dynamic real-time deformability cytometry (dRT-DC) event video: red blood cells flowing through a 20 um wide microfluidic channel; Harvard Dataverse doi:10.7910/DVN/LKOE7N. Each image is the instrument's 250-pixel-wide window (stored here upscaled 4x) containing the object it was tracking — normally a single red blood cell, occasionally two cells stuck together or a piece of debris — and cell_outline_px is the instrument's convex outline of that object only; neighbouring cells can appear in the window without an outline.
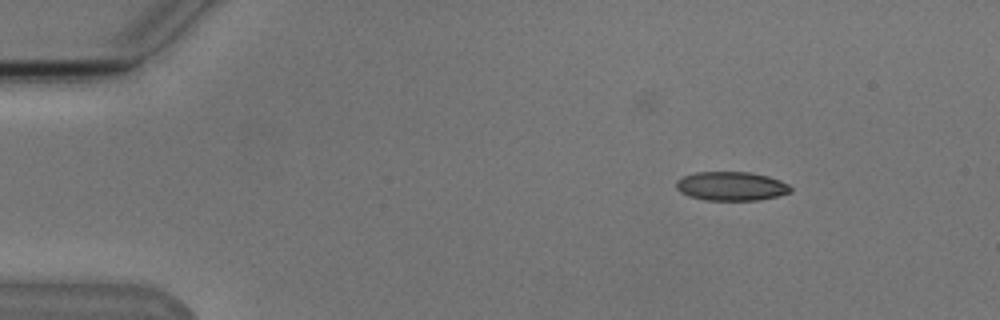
{"species": "Egyptian fruit bat (a non-hibernating species)", "species_latin": "Rousettus aegyptiacus", "temperature_condition": "cold", "stored_images_in_passage": 5, "camera_frame_rate_fps": 3000, "um_per_image_px": 0.085, "animal": {"sex": "male"}, "frame": {"image": 1, "passage_image": 1, "time_ms": 0.0, "image_size_px": [1000, 320], "cell_outline_px": [[792, 192], [760, 200], [704, 200], [688, 196], [680, 192], [676, 188], [676, 180], [684, 176], [696, 172], [748, 172], [768, 176], [780, 180], [788, 184], [792, 188]], "centroid_in_image_um": [62.15, 15.83], "position_along_channel_um": 22.8, "area_um2": 19.36}}
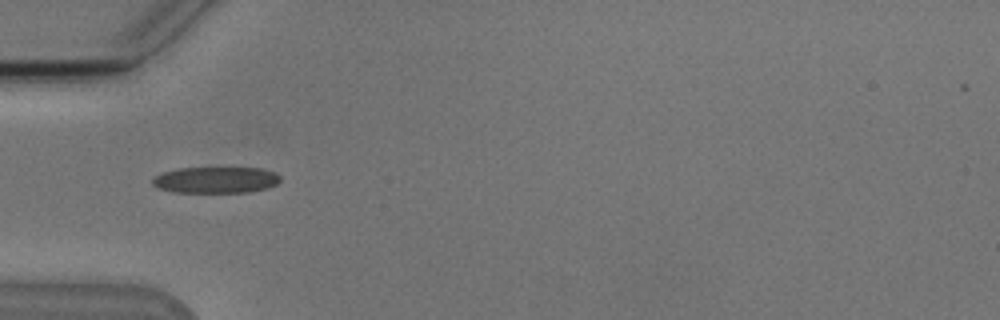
{"frame": {"image": 2, "passage_image": 4, "time_ms": 3.333, "image_size_px": [1000, 320], "cell_outline_px": [[280, 180], [276, 184], [268, 188], [248, 192], [172, 192], [156, 188], [152, 184], [152, 180], [156, 176], [164, 172], [180, 168], [260, 168], [276, 172], [280, 176]], "centroid_in_image_um": [18.35, 15.3], "position_along_channel_um": 66.7, "area_um2": 19.59}}